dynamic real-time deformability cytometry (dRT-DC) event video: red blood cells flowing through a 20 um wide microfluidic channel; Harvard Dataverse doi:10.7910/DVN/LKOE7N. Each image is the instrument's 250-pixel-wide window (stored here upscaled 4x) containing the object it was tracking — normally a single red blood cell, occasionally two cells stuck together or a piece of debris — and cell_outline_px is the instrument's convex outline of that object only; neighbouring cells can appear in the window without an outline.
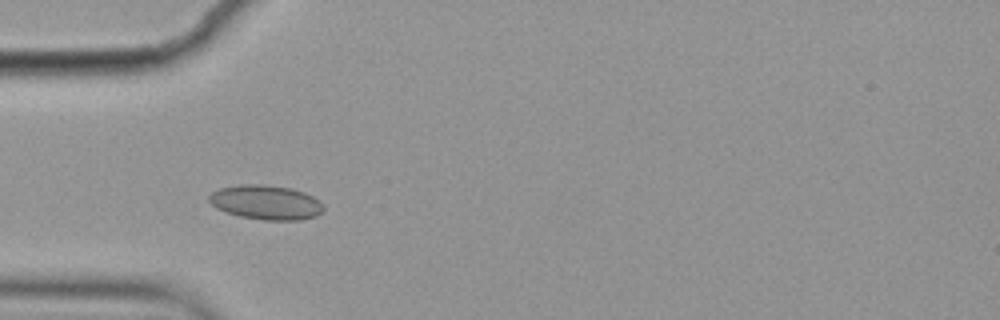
{"species": "common noctule bat (a hibernating species)", "species_latin": "Nyctalus noctula", "temperature_condition": "cold", "stored_images_in_passage": 5, "camera_frame_rate_fps": 3000, "um_per_image_px": 0.085, "animal": {"sex": "female", "body_mass_g": 19.9}, "frame": {"image": 1, "passage_image": 4, "time_ms": 1.0, "image_size_px": [1000, 320], "cell_outline_px": [[324, 212], [316, 216], [300, 220], [264, 220], [240, 216], [216, 208], [208, 200], [208, 196], [212, 192], [220, 188], [240, 184], [260, 184], [292, 188], [304, 192], [312, 196], [324, 208]], "centroid_in_image_um": [22.6, 17.2], "position_along_channel_um": 62.4, "area_um2": 22.89}}
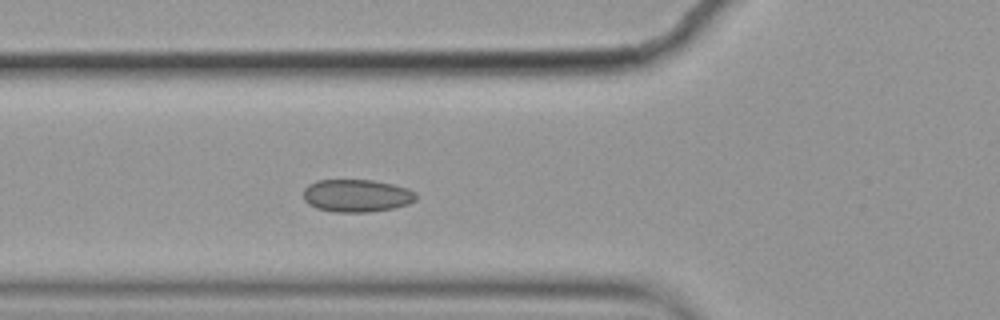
{"frame": {"image": 2, "passage_image": 5, "time_ms": 1.333, "image_size_px": [1000, 320], "cell_outline_px": [[416, 200], [408, 204], [392, 208], [368, 212], [336, 212], [316, 208], [308, 204], [304, 200], [304, 188], [308, 184], [316, 180], [372, 180], [392, 184], [408, 188], [416, 192]], "centroid_in_image_um": [30.31, 16.63], "position_along_channel_um": 95.5, "area_um2": 21.5}}